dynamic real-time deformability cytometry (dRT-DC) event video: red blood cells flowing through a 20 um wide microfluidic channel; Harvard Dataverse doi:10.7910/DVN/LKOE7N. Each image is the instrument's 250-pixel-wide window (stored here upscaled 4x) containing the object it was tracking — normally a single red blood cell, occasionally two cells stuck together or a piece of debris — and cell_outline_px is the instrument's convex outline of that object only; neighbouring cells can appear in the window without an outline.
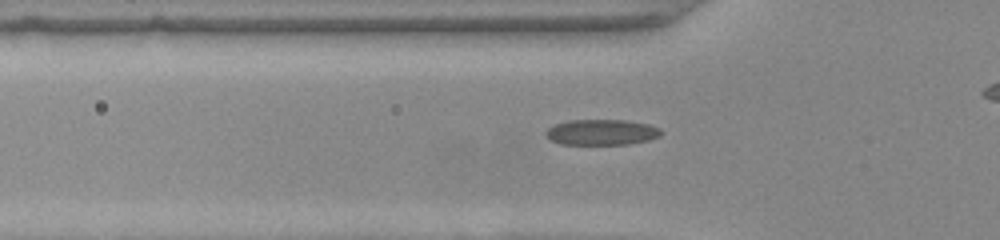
{"species": "common noctule bat (a hibernating species)", "species_latin": "Nyctalus noctula", "temperature_condition": "warm", "stored_images_in_passage": 30, "camera_frame_rate_fps": 3000, "um_per_image_px": 0.085, "animal": {"sex": "female", "body_mass_g": 22.0, "forearm_length_mm": 56.7}, "frame": {"image": 1, "passage_image": 2, "time_ms": 0.333, "image_size_px": [1000, 240], "cell_outline_px": [[664, 132], [660, 136], [648, 140], [628, 144], [560, 144], [544, 136], [544, 132], [548, 128], [556, 124], [568, 120], [624, 120], [648, 124], [660, 128]], "centroid_in_image_um": [51.13, 11.24], "position_along_channel_um": 74.7, "area_um2": 17.28}}
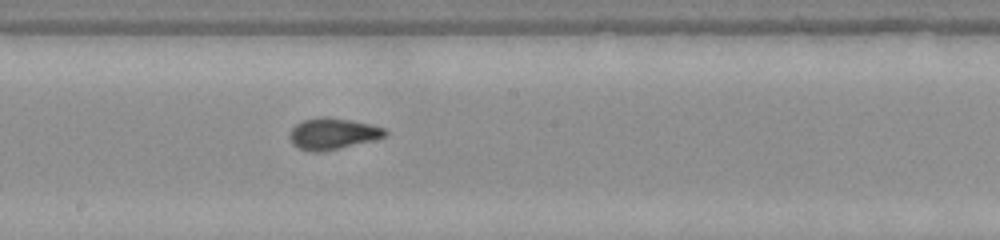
{"frame": {"image": 2, "passage_image": 13, "time_ms": 4.0, "image_size_px": [1000, 240], "cell_outline_px": [[388, 132], [384, 136], [372, 140], [340, 148], [320, 152], [308, 152], [292, 144], [288, 136], [292, 128], [296, 124], [304, 120], [320, 116], [324, 116], [372, 124], [384, 128]], "centroid_in_image_um": [28.24, 11.37], "position_along_channel_um": 220.0, "area_um2": 17.34}}
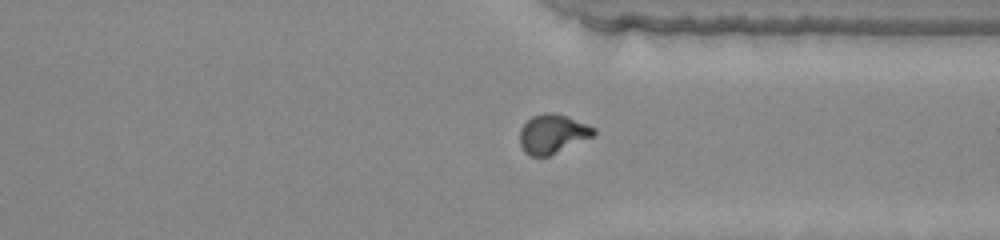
{"frame": {"image": 3, "passage_image": 24, "time_ms": 7.667, "image_size_px": [1000, 240], "cell_outline_px": [[596, 132], [592, 136], [548, 156], [532, 156], [524, 152], [520, 144], [520, 128], [532, 116], [544, 112], [552, 112], [568, 116], [596, 128]], "centroid_in_image_um": [46.95, 11.36], "position_along_channel_um": 364.5, "area_um2": 16.7}, "authors_computed_cell_mechanics": {"area_um2": 16.762, "velocity_mm_per_s": 3.9507, "shape_relaxation_time_tau1_ms": 5.7858, "shape_relaxation_time_tau2_ms": 0.8445, "deformation_change_tau1": 0.2298, "deformation_change_tau2": 0.067}}